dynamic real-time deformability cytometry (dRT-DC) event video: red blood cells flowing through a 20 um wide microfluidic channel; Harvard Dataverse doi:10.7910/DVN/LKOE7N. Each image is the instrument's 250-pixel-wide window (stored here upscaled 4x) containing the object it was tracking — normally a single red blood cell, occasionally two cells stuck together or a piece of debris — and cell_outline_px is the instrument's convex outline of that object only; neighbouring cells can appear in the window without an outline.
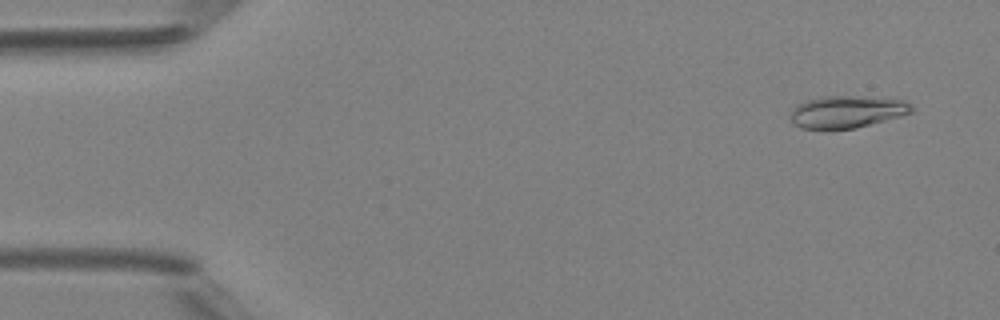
{"species": "Egyptian fruit bat (a non-hibernating species)", "species_latin": "Rousettus aegyptiacus", "temperature_condition": "room temperature", "stored_images_in_passage": 49, "camera_frame_rate_fps": 3000, "um_per_image_px": 0.085, "animal": {"sex": "female"}, "frame": {"image": 1, "passage_image": 3, "time_ms": 0.667, "image_size_px": [1000, 320], "cell_outline_px": [[912, 112], [900, 116], [856, 128], [800, 128], [792, 124], [792, 108], [796, 104], [820, 96], [852, 96], [904, 100], [912, 104]], "centroid_in_image_um": [71.97, 9.49], "position_along_channel_um": 13.0, "area_um2": 22.43}}
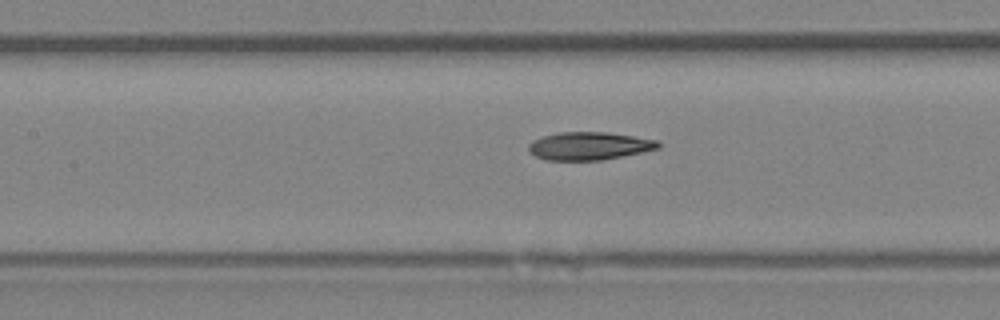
{"frame": {"image": 2, "passage_image": 22, "time_ms": 7.0, "image_size_px": [1000, 320], "cell_outline_px": [[660, 148], [600, 160], [544, 160], [528, 152], [528, 144], [532, 140], [556, 132], [604, 132], [660, 140]], "centroid_in_image_um": [50.04, 12.4], "position_along_channel_um": 157.4, "area_um2": 21.04}}
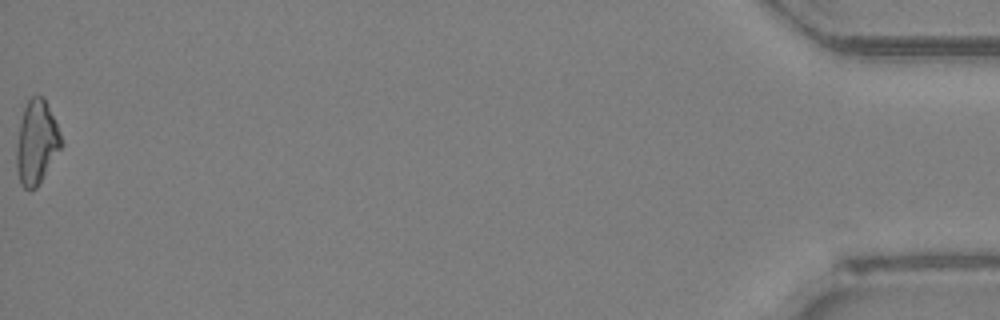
{"frame": {"image": 3, "passage_image": 49, "time_ms": 16.0, "image_size_px": [1000, 320], "cell_outline_px": [[64, 144], [36, 188], [24, 188], [20, 184], [16, 168], [16, 144], [20, 120], [24, 108], [28, 100], [32, 96], [44, 96], [60, 132]], "centroid_in_image_um": [3.1, 12.09], "position_along_channel_um": 432.1, "area_um2": 21.91}, "authors_computed_cell_mechanics": {"area_um2": 21.5594, "velocity_mm_per_s": 4.2069, "shape_relaxation_time_tau1_ms": 7.5863, "shape_relaxation_time_tau2_ms": 4.6457, "deformation_change_tau1": 0.2378, "deformation_change_tau2": 0.1316}}